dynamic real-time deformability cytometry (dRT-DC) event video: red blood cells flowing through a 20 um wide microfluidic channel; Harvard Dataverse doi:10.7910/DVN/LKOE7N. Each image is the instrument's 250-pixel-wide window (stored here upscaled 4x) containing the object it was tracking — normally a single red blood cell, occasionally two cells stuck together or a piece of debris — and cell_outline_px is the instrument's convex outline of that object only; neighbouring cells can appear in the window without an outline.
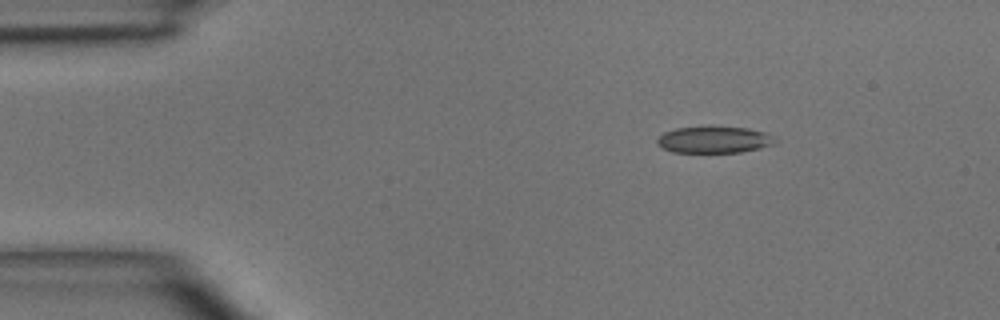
{"species": "common noctule bat (a hibernating species)", "species_latin": "Nyctalus noctula", "temperature_condition": "room temperature", "stored_images_in_passage": 6, "camera_frame_rate_fps": 3000, "um_per_image_px": 0.085, "animal": {"sex": "male", "body_mass_g": 15.6}, "frame": {"image": 1, "passage_image": 1, "time_ms": 0.0, "image_size_px": [1000, 320], "cell_outline_px": [[772, 144], [760, 148], [740, 152], [672, 152], [656, 144], [656, 140], [664, 132], [676, 128], [748, 128], [764, 132], [772, 136]], "centroid_in_image_um": [60.64, 11.89], "position_along_channel_um": 24.4, "area_um2": 17.63}}
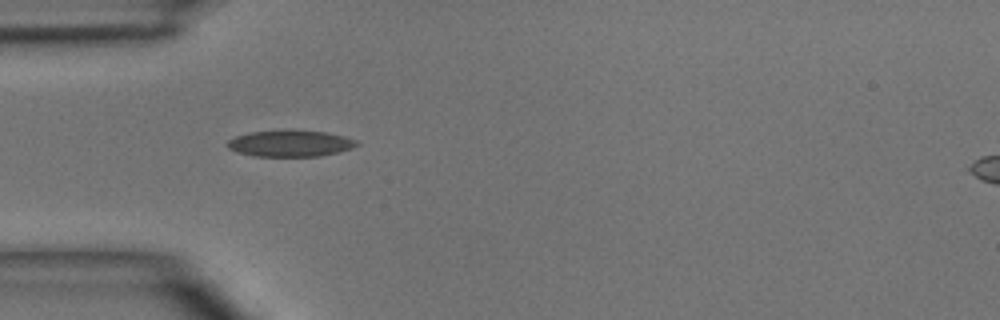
{"frame": {"image": 2, "passage_image": 3, "time_ms": 2.333, "image_size_px": [1000, 320], "cell_outline_px": [[360, 144], [352, 148], [320, 156], [256, 156], [240, 152], [228, 148], [228, 140], [236, 136], [252, 132], [324, 132], [344, 136], [356, 140]], "centroid_in_image_um": [24.7, 12.22], "position_along_channel_um": 60.3, "area_um2": 18.96}}